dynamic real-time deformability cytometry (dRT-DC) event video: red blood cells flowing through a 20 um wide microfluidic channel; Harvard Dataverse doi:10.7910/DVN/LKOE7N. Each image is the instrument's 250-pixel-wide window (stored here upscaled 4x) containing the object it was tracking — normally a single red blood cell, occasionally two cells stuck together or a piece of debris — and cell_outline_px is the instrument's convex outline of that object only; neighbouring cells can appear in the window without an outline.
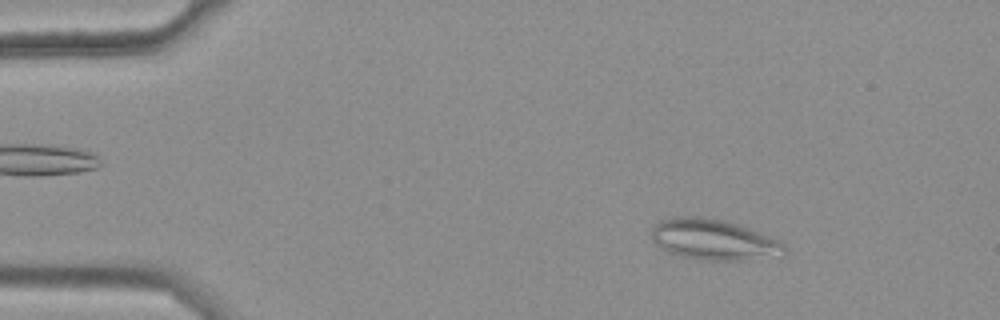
{"species": "common noctule bat (a hibernating species)", "species_latin": "Nyctalus noctula", "temperature_condition": "warm", "stored_images_in_passage": 46, "camera_frame_rate_fps": 3000, "um_per_image_px": 0.085, "animal": {"sex": "female", "body_mass_g": 25.1}, "frame": {"image": 1, "passage_image": 7, "time_ms": 2.0, "image_size_px": [1000, 320], "cell_outline_px": [[788, 252], [784, 256], [736, 260], [704, 260], [676, 256], [660, 248], [652, 240], [652, 228], [660, 220], [668, 216], [700, 216], [724, 220], [748, 228], [768, 236], [784, 244]], "centroid_in_image_um": [60.62, 20.37], "position_along_channel_um": 24.4, "area_um2": 31.79}}
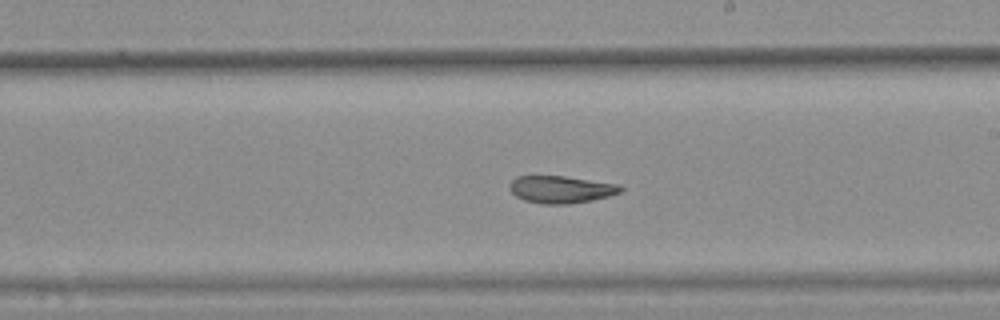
{"frame": {"image": 2, "passage_image": 31, "time_ms": 10.0, "image_size_px": [1000, 320], "cell_outline_px": [[624, 188], [620, 192], [608, 196], [592, 200], [568, 204], [544, 204], [524, 200], [516, 196], [508, 188], [508, 184], [516, 176], [564, 176], [620, 184]], "centroid_in_image_um": [47.67, 16.09], "position_along_channel_um": 241.3, "area_um2": 17.69}}
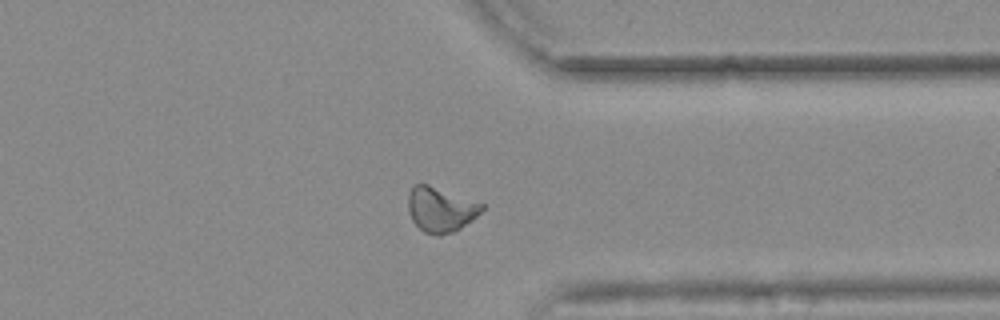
{"frame": {"image": 3, "passage_image": 42, "time_ms": 13.667, "image_size_px": [1000, 320], "cell_outline_px": [[484, 208], [472, 220], [460, 228], [452, 232], [440, 236], [424, 232], [412, 220], [408, 212], [408, 192], [416, 184], [428, 184], [484, 204]], "centroid_in_image_um": [37.43, 17.81], "position_along_channel_um": 374.0, "area_um2": 19.13}, "authors_computed_cell_mechanics": {"area_um2": 19.1029, "velocity_mm_per_s": 3.6793, "shape_relaxation_time_tau1_ms": null, "shape_relaxation_time_tau2_ms": 1.8069, "deformation_change_tau1": null, "deformation_change_tau2": 0.0806}}